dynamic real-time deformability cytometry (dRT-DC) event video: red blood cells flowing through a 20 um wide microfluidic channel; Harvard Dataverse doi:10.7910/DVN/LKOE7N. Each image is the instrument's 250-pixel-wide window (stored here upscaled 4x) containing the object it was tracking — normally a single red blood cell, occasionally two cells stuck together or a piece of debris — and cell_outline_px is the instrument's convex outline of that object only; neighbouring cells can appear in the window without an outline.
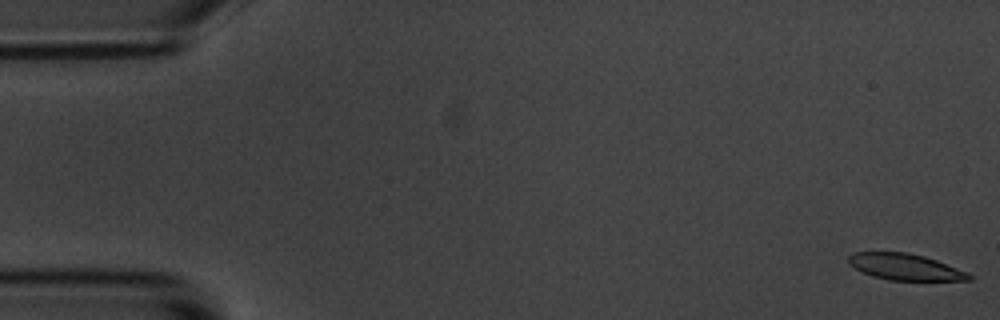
{"species": "common noctule bat (a hibernating species)", "species_latin": "Nyctalus noctula", "temperature_condition": "room temperature", "stored_images_in_passage": 6, "camera_frame_rate_fps": 3000, "um_per_image_px": 0.085, "animal": {"sex": "male", "body_mass_g": 20.1, "forearm_length_mm": 53.5}, "frame": {"image": 1, "passage_image": 1, "time_ms": 0.0, "image_size_px": [1000, 320], "cell_outline_px": [[972, 280], [888, 280], [872, 276], [848, 264], [848, 256], [856, 252], [908, 252], [924, 256], [936, 260], [968, 272], [972, 276]], "centroid_in_image_um": [76.94, 22.68], "position_along_channel_um": 8.1, "area_um2": 18.38}}